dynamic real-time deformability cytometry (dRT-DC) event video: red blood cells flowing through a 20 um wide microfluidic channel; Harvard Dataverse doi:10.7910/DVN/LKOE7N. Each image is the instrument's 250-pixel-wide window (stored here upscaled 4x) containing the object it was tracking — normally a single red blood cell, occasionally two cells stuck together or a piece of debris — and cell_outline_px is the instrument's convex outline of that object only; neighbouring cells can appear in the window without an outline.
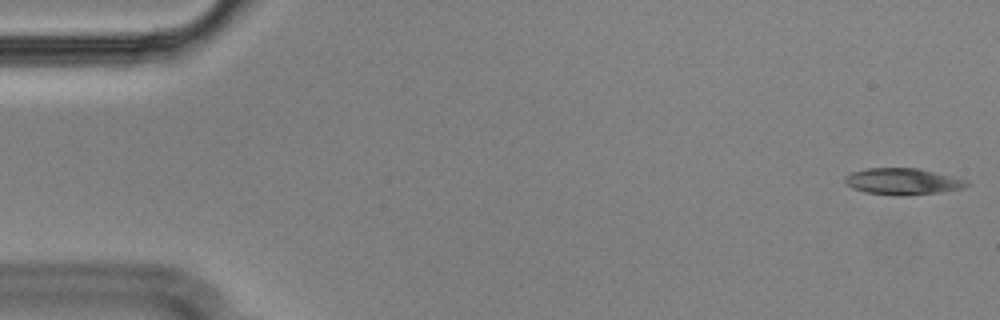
{"species": "Egyptian fruit bat (a non-hibernating species)", "species_latin": "Rousettus aegyptiacus", "temperature_condition": "cold", "stored_images_in_passage": 55, "camera_frame_rate_fps": 3000, "um_per_image_px": 0.085, "animal": {"sex": "male"}, "frame": {"image": 1, "passage_image": 1, "time_ms": 0.0, "image_size_px": [1000, 320], "cell_outline_px": [[972, 184], [964, 188], [940, 192], [896, 196], [864, 192], [852, 188], [844, 180], [844, 176], [852, 172], [868, 168], [916, 168], [952, 176], [968, 180]], "centroid_in_image_um": [76.75, 15.43], "position_along_channel_um": 8.3, "area_um2": 18.79}}
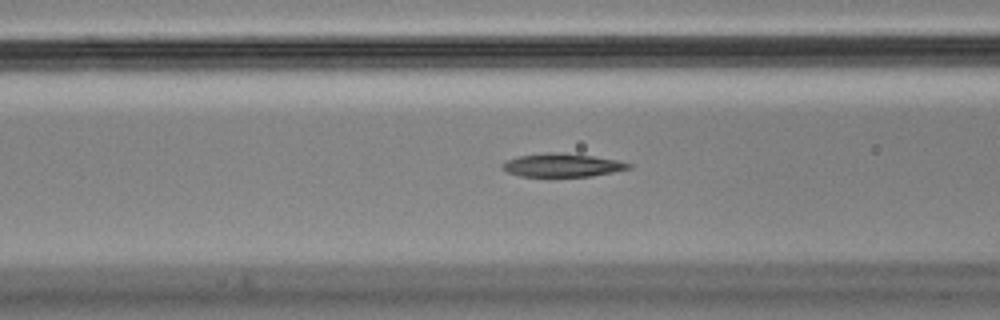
{"frame": {"image": 2, "passage_image": 21, "time_ms": 6.667, "image_size_px": [1000, 320], "cell_outline_px": [[632, 168], [592, 176], [520, 176], [508, 172], [500, 168], [500, 164], [516, 156], [544, 152], [560, 152], [592, 156], [616, 160], [632, 164]], "centroid_in_image_um": [47.74, 14.03], "position_along_channel_um": 118.9, "area_um2": 17.22}}
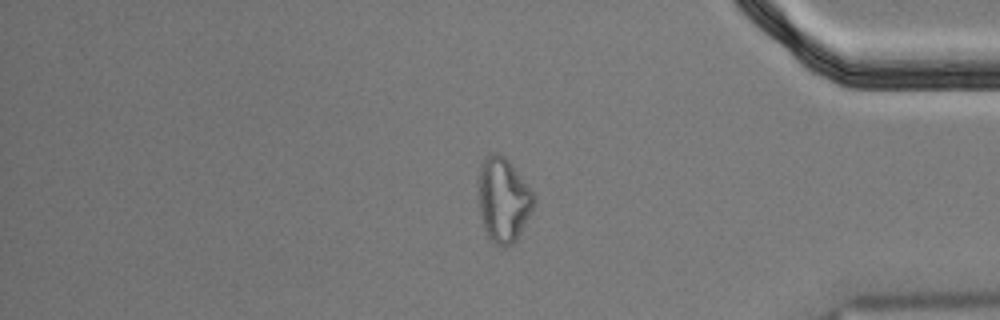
{"frame": {"image": 3, "passage_image": 46, "time_ms": 15.0, "image_size_px": [1000, 320], "cell_outline_px": [[536, 204], [516, 240], [512, 244], [496, 244], [488, 240], [484, 228], [480, 212], [480, 164], [484, 156], [492, 152], [496, 152], [504, 156], [512, 164], [532, 188], [536, 196]], "centroid_in_image_um": [42.82, 16.95], "position_along_channel_um": 392.4, "area_um2": 27.34}, "authors_computed_cell_mechanics": {"area_um2": 18.2648, "velocity_mm_per_s": 3.5846, "shape_relaxation_time_tau1_ms": null, "shape_relaxation_time_tau2_ms": 3.9494, "deformation_change_tau1": null, "deformation_change_tau2": 0.1309}}